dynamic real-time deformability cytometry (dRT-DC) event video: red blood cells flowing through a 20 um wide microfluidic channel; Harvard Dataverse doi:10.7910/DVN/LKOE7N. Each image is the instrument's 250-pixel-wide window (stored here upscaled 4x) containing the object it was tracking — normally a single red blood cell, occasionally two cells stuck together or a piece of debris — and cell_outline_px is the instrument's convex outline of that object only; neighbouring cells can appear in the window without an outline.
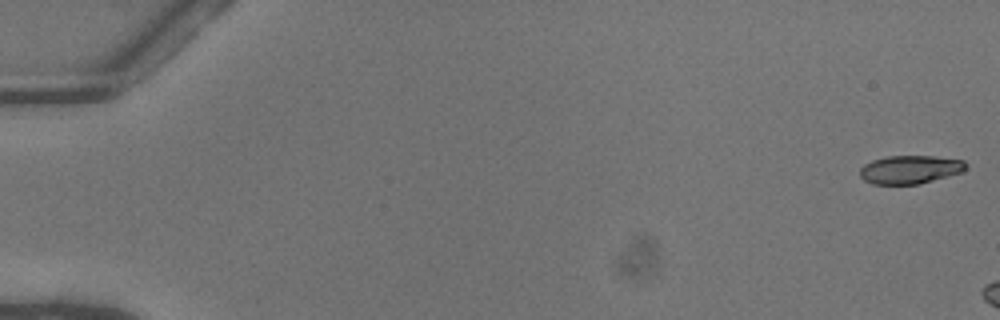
{"species": "common noctule bat (a hibernating species)", "species_latin": "Nyctalus noctula", "temperature_condition": "warm", "stored_images_in_passage": 8, "camera_frame_rate_fps": 3000, "um_per_image_px": 0.085, "animal": {"sex": "female"}, "frame": {"image": 1, "passage_image": 1, "time_ms": 0.0, "image_size_px": [1000, 320], "cell_outline_px": [[968, 164], [964, 172], [920, 184], [872, 184], [864, 180], [860, 176], [860, 168], [864, 164], [872, 160], [888, 156], [932, 156], [964, 160]], "centroid_in_image_um": [77.38, 14.41], "position_along_channel_um": 7.6, "area_um2": 17.69}}